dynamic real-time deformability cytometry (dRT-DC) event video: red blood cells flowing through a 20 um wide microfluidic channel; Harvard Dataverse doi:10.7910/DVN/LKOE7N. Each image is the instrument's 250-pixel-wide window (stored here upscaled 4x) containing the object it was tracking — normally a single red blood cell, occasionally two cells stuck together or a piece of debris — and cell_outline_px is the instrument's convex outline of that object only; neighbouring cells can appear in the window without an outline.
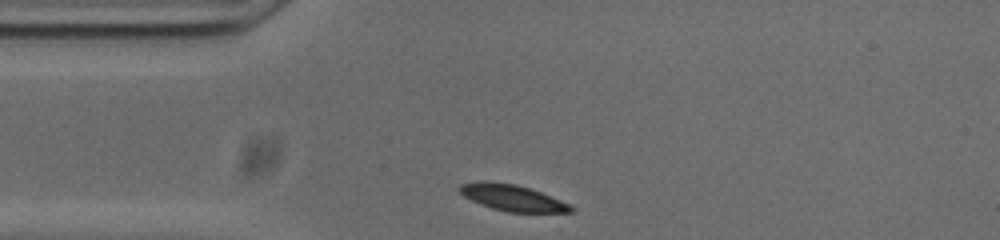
{"species": "common noctule bat (a hibernating species)", "species_latin": "Nyctalus noctula", "temperature_condition": "cold", "stored_images_in_passage": 31, "camera_frame_rate_fps": 3000, "um_per_image_px": 0.085, "animal": {"sex": "male", "body_mass_g": 20.0, "forearm_length_mm": 53.3}, "frame": {"image": 1, "passage_image": 1, "time_ms": 0.0, "image_size_px": [1000, 240], "cell_outline_px": [[576, 208], [572, 212], [508, 212], [492, 208], [480, 204], [464, 196], [460, 192], [460, 184], [480, 180], [488, 180], [516, 184], [540, 192], [560, 200]], "centroid_in_image_um": [43.53, 16.8], "position_along_channel_um": 41.5, "area_um2": 16.94}}
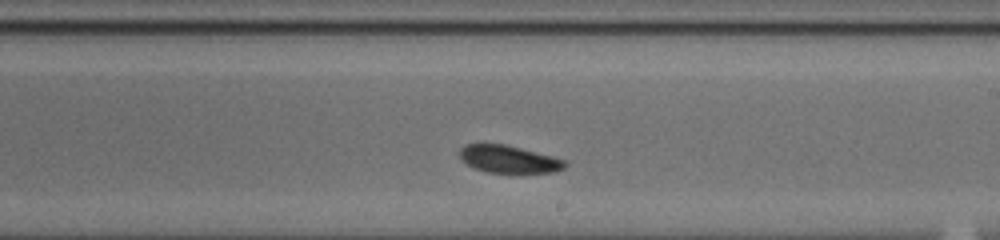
{"frame": {"image": 2, "passage_image": 19, "time_ms": 6.0, "image_size_px": [1000, 240], "cell_outline_px": [[568, 164], [564, 168], [556, 172], [488, 172], [476, 168], [460, 160], [456, 152], [464, 144], [504, 144], [568, 160]], "centroid_in_image_um": [43.23, 13.52], "position_along_channel_um": 245.8, "area_um2": 16.88}}
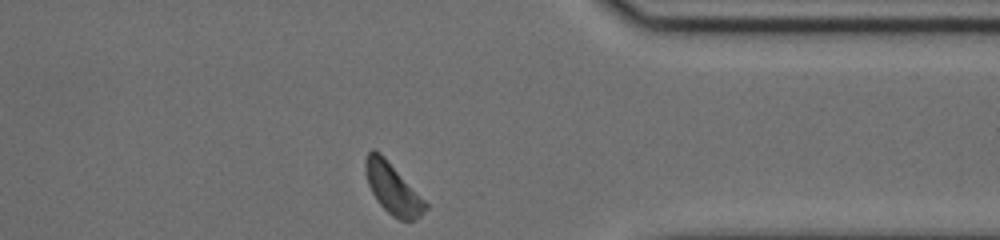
{"frame": {"image": 3, "passage_image": 31, "time_ms": 10.0, "image_size_px": [1000, 240], "cell_outline_px": [[428, 208], [420, 216], [412, 220], [400, 220], [392, 216], [376, 200], [368, 184], [364, 168], [364, 160], [368, 152], [372, 148], [380, 152], [384, 156], [428, 204]], "centroid_in_image_um": [33.35, 16.01], "position_along_channel_um": 378.0, "area_um2": 17.57}, "authors_computed_cell_mechanics": {"area_um2": 17.8024, "velocity_mm_per_s": 3.669, "shape_relaxation_time_tau1_ms": 1.0258, "shape_relaxation_time_tau2_ms": null, "deformation_change_tau1": 0.0722, "deformation_change_tau2": null}}